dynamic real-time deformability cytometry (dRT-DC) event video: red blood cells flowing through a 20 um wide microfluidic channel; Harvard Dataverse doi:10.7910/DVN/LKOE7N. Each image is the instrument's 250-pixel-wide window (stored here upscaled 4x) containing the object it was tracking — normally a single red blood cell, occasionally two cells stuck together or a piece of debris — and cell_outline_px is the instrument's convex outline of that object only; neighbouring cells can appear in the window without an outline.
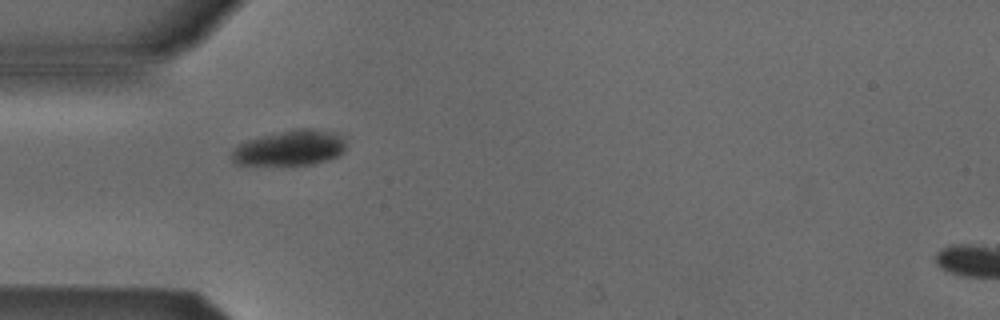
{"species": "Egyptian fruit bat (a non-hibernating species)", "species_latin": "Rousettus aegyptiacus", "temperature_condition": "cold", "stored_images_in_passage": 4, "camera_frame_rate_fps": 3000, "um_per_image_px": 0.085, "animal": {"sex": "male"}, "frame": {"image": 1, "passage_image": 3, "time_ms": 0.667, "image_size_px": [1000, 320], "cell_outline_px": [[344, 152], [340, 156], [316, 164], [236, 164], [232, 160], [232, 152], [236, 144], [260, 136], [300, 128], [324, 128], [336, 132], [344, 140]], "centroid_in_image_um": [24.69, 12.56], "position_along_channel_um": 60.3, "area_um2": 23.64}}
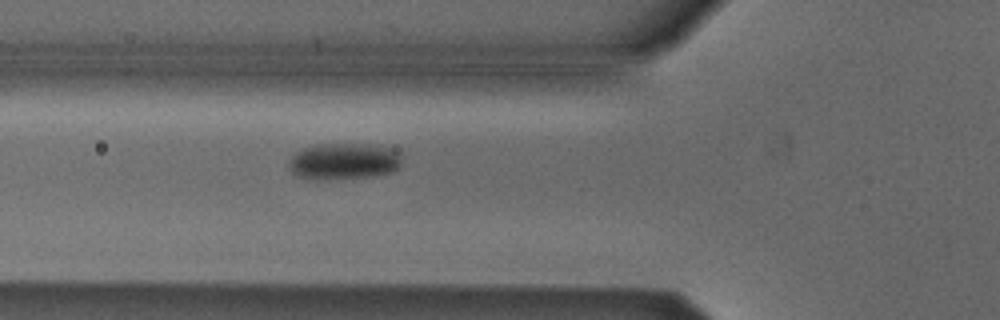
{"frame": {"image": 2, "passage_image": 4, "time_ms": 1.0, "image_size_px": [1000, 320], "cell_outline_px": [[400, 168], [392, 172], [376, 176], [300, 176], [292, 172], [288, 168], [288, 160], [296, 152], [304, 148], [316, 144], [376, 144], [400, 152]], "centroid_in_image_um": [29.28, 13.64], "position_along_channel_um": 96.5, "area_um2": 23.12}}